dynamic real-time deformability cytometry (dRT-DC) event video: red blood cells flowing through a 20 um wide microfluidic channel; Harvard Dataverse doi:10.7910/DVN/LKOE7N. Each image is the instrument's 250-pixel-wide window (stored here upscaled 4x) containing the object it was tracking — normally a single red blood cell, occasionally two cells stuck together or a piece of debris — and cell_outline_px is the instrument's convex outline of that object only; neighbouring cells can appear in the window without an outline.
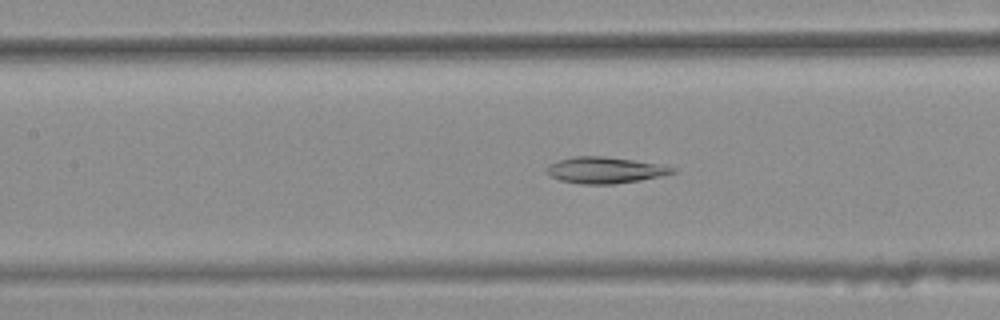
{"species": "common noctule bat (a hibernating species)", "species_latin": "Nyctalus noctula", "temperature_condition": "warm", "stored_images_in_passage": 45, "camera_frame_rate_fps": 3000, "um_per_image_px": 0.085, "animal": {"sex": "female", "body_mass_g": 25.1}, "frame": {"image": 1, "passage_image": 23, "time_ms": 7.333, "image_size_px": [1000, 320], "cell_outline_px": [[676, 172], [660, 176], [640, 180], [616, 184], [580, 184], [560, 180], [544, 172], [544, 168], [548, 164], [560, 160], [576, 156], [604, 156], [664, 164], [676, 168]], "centroid_in_image_um": [51.43, 14.46], "position_along_channel_um": 156.0, "area_um2": 19.48}}
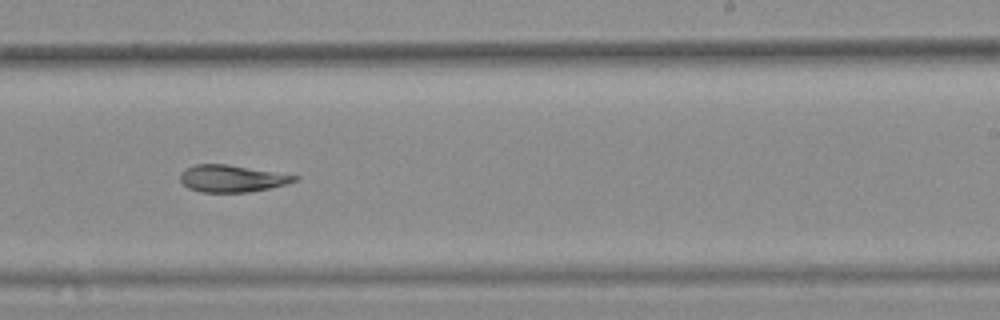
{"frame": {"image": 2, "passage_image": 32, "time_ms": 10.333, "image_size_px": [1000, 320], "cell_outline_px": [[300, 176], [296, 180], [288, 184], [248, 192], [200, 192], [188, 188], [180, 180], [180, 176], [188, 168], [196, 164], [228, 164]], "centroid_in_image_um": [19.73, 15.17], "position_along_channel_um": 269.3, "area_um2": 17.8}}
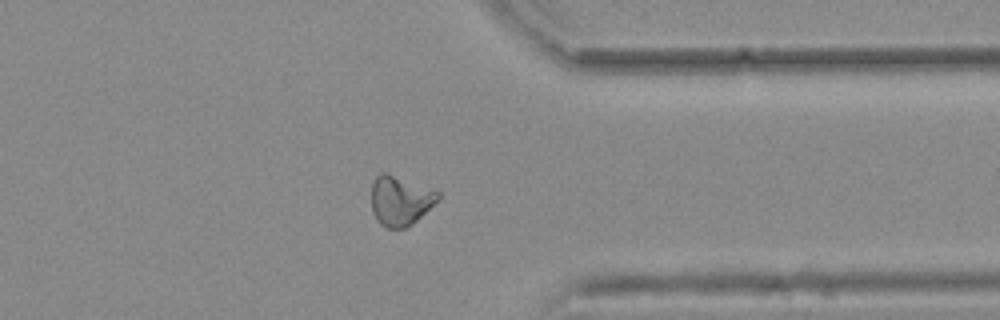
{"frame": {"image": 3, "passage_image": 41, "time_ms": 13.333, "image_size_px": [1000, 320], "cell_outline_px": [[440, 196], [412, 224], [404, 228], [388, 228], [380, 224], [376, 220], [372, 212], [372, 184], [376, 176], [380, 172], [384, 172], [440, 192]], "centroid_in_image_um": [33.96, 17.06], "position_along_channel_um": 377.4, "area_um2": 18.79}, "authors_computed_cell_mechanics": {"area_um2": 19.4786, "velocity_mm_per_s": 3.7901, "shape_relaxation_time_tau1_ms": null, "shape_relaxation_time_tau2_ms": 10.1196, "deformation_change_tau1": null, "deformation_change_tau2": 0.1685}}